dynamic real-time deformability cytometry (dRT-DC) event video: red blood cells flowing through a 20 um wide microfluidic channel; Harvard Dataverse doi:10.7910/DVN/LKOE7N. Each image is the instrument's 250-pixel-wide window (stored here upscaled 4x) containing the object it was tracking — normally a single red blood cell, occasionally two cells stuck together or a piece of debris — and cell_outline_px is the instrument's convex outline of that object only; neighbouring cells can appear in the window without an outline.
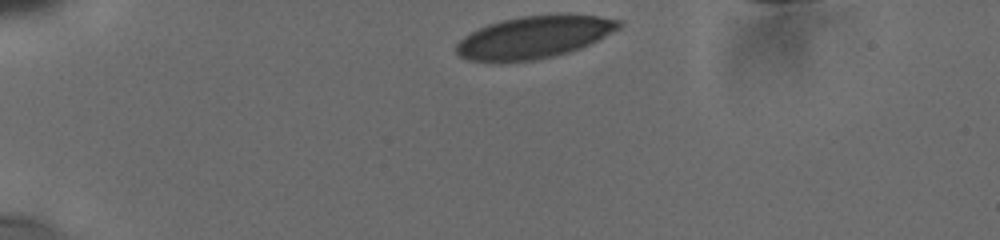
{"species": "human", "species_latin": "Homo sapiens", "temperature_condition": "cold", "stored_images_in_passage": 7, "camera_frame_rate_fps": 3000, "um_per_image_px": 0.085, "donor": {"sex": "male"}, "frame": {"image": 1, "passage_image": 1, "time_ms": 0.0, "image_size_px": [1000, 240], "cell_outline_px": [[624, 24], [620, 28], [580, 48], [568, 52], [552, 56], [532, 60], [468, 60], [460, 56], [456, 52], [456, 44], [464, 36], [488, 24], [500, 20], [520, 16], [556, 12], [600, 16], [620, 20]], "centroid_in_image_um": [45.45, 3.1], "position_along_channel_um": 39.6, "area_um2": 40.0}}